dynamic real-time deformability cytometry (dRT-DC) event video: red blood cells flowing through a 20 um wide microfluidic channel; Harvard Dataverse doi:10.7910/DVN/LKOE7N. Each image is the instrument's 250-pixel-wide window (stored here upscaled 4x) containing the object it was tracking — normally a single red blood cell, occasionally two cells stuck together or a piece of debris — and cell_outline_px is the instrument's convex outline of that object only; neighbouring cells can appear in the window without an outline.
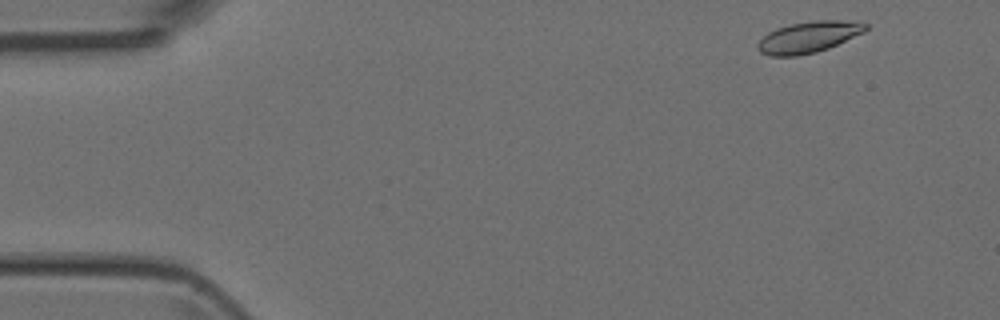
{"species": "Egyptian fruit bat (a non-hibernating species)", "species_latin": "Rousettus aegyptiacus", "temperature_condition": "room temperature", "stored_images_in_passage": 49, "camera_frame_rate_fps": 3000, "um_per_image_px": 0.085, "animal": {"sex": "female"}, "frame": {"image": 1, "passage_image": 2, "time_ms": 0.333, "image_size_px": [1000, 320], "cell_outline_px": [[868, 28], [864, 32], [828, 48], [816, 52], [796, 56], [768, 56], [760, 52], [756, 48], [756, 44], [768, 32], [776, 28], [792, 24], [812, 20], [840, 20], [868, 24]], "centroid_in_image_um": [68.69, 3.16], "position_along_channel_um": 16.3, "area_um2": 19.59}}
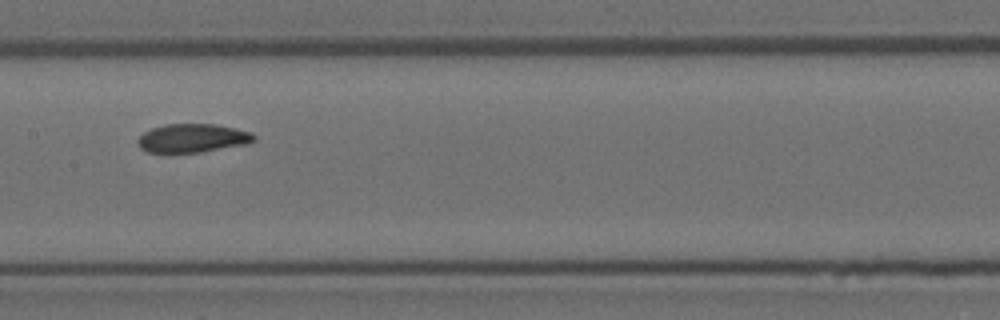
{"frame": {"image": 2, "passage_image": 23, "time_ms": 7.333, "image_size_px": [1000, 320], "cell_outline_px": [[256, 140], [248, 144], [200, 152], [148, 152], [140, 148], [136, 144], [136, 140], [144, 132], [152, 128], [164, 124], [216, 124], [236, 128], [252, 132], [256, 136]], "centroid_in_image_um": [16.38, 11.73], "position_along_channel_um": 191.0, "area_um2": 19.54}}
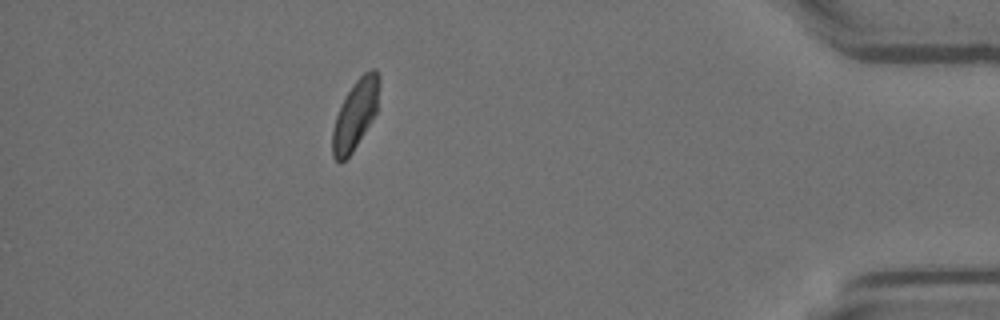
{"frame": {"image": 3, "passage_image": 43, "time_ms": 14.0, "image_size_px": [1000, 320], "cell_outline_px": [[380, 84], [376, 112], [372, 120], [352, 152], [340, 164], [336, 164], [332, 156], [332, 132], [336, 116], [340, 104], [344, 96], [356, 80], [364, 72], [372, 68], [376, 68], [380, 76]], "centroid_in_image_um": [30.19, 9.72], "position_along_channel_um": 405.0, "area_um2": 19.13}}